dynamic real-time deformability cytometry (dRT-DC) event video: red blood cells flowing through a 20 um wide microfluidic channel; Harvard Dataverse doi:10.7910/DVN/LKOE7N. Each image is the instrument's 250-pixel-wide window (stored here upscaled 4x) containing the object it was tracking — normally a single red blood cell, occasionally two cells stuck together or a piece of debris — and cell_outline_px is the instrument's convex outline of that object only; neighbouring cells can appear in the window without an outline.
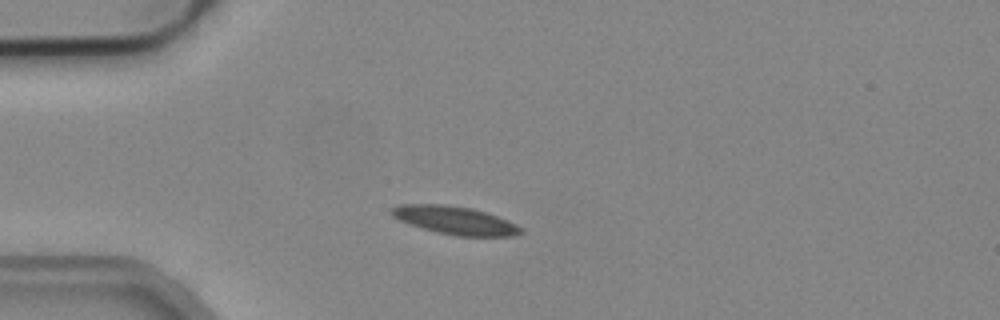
{"species": "common noctule bat (a hibernating species)", "species_latin": "Nyctalus noctula", "temperature_condition": "cold", "stored_images_in_passage": 40, "camera_frame_rate_fps": 3000, "um_per_image_px": 0.085, "animal": {"sex": "male", "body_mass_g": 19.2, "forearm_length_mm": 51.8}, "frame": {"image": 1, "passage_image": 1, "time_ms": 0.0, "image_size_px": [1000, 320], "cell_outline_px": [[524, 232], [512, 236], [456, 236], [408, 224], [392, 216], [388, 212], [392, 208], [400, 204], [444, 204], [472, 208], [496, 216], [516, 224], [524, 228]], "centroid_in_image_um": [38.67, 18.72], "position_along_channel_um": 46.3, "area_um2": 21.04}}
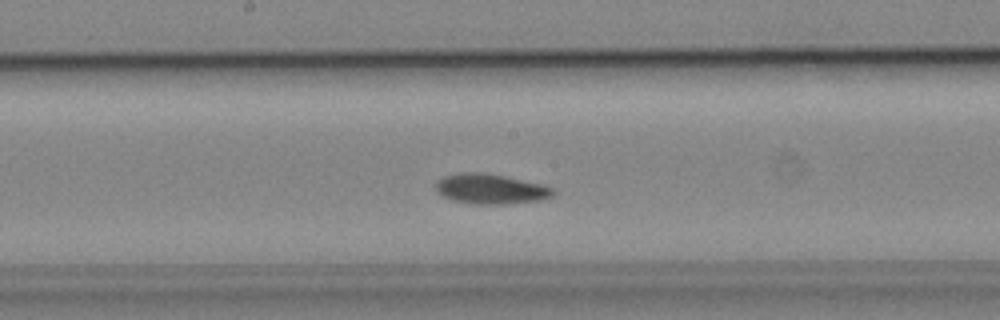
{"frame": {"image": 2, "passage_image": 15, "time_ms": 4.667, "image_size_px": [1000, 320], "cell_outline_px": [[556, 192], [552, 196], [540, 200], [504, 204], [472, 204], [452, 200], [436, 192], [436, 180], [444, 176], [464, 172], [480, 172], [504, 176], [544, 184], [552, 188]], "centroid_in_image_um": [41.7, 16.06], "position_along_channel_um": 206.5, "area_um2": 20.58}}
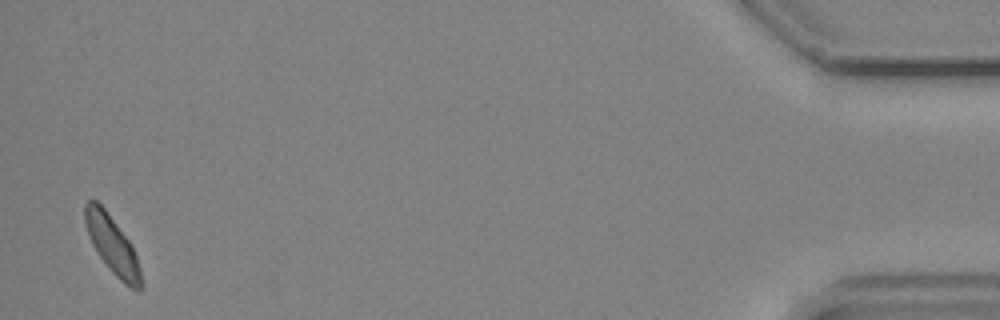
{"frame": {"image": 3, "passage_image": 39, "time_ms": 12.667, "image_size_px": [1000, 320], "cell_outline_px": [[144, 284], [140, 288], [132, 288], [120, 280], [112, 272], [100, 256], [88, 232], [84, 220], [84, 204], [88, 200], [96, 200], [104, 208], [128, 240], [136, 256], [140, 268]], "centroid_in_image_um": [9.55, 20.81], "position_along_channel_um": 425.6, "area_um2": 18.15}, "authors_computed_cell_mechanics": {"area_um2": 19.652, "velocity_mm_per_s": 3.8603, "shape_relaxation_time_tau1_ms": 8.5699, "shape_relaxation_time_tau2_ms": 9.4732, "deformation_change_tau1": 0.1786, "deformation_change_tau2": 0.1492}}